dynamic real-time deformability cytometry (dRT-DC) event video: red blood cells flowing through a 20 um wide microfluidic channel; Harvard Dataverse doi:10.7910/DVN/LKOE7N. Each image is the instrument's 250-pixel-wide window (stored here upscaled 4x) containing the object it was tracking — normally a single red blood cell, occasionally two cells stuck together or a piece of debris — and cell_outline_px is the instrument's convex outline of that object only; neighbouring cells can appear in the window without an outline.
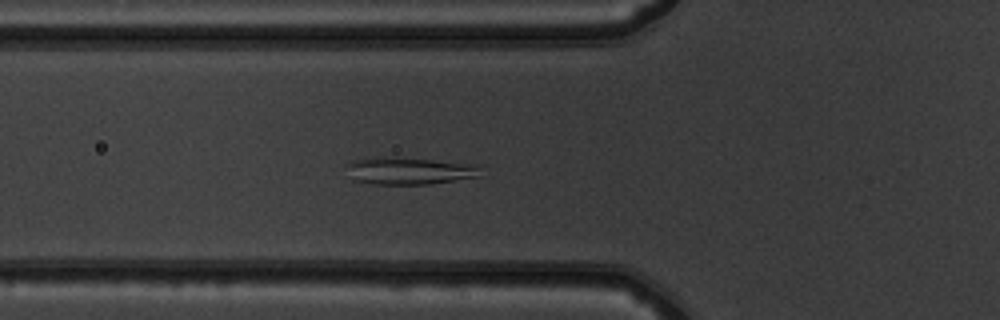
{"species": "common noctule bat (a hibernating species)", "species_latin": "Nyctalus noctula", "temperature_condition": "warm", "stored_images_in_passage": 51, "camera_frame_rate_fps": 3000, "um_per_image_px": 0.085, "animal": {"sex": "male", "body_mass_g": 19.5, "forearm_length_mm": 54.6}, "frame": {"image": 1, "passage_image": 19, "time_ms": 6.0, "image_size_px": [1000, 320], "cell_outline_px": [[480, 176], [428, 184], [376, 184], [352, 180], [344, 164], [352, 160], [376, 156], [432, 160], [480, 164]], "centroid_in_image_um": [34.74, 14.51], "position_along_channel_um": 91.1, "area_um2": 21.39}}
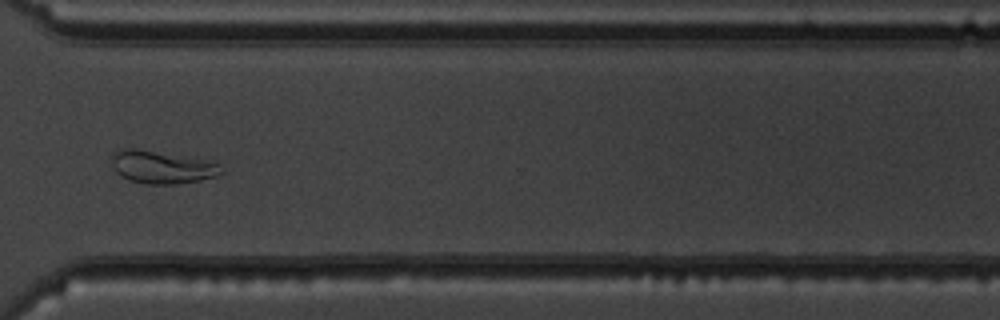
{"frame": {"image": 2, "passage_image": 39, "time_ms": 12.667, "image_size_px": [1000, 320], "cell_outline_px": [[224, 172], [216, 176], [200, 180], [176, 184], [144, 184], [128, 180], [120, 176], [116, 172], [112, 164], [112, 156], [116, 152], [124, 148], [136, 148], [212, 160], [220, 164], [224, 168]], "centroid_in_image_um": [13.81, 14.2], "position_along_channel_um": 356.8, "area_um2": 21.27}}
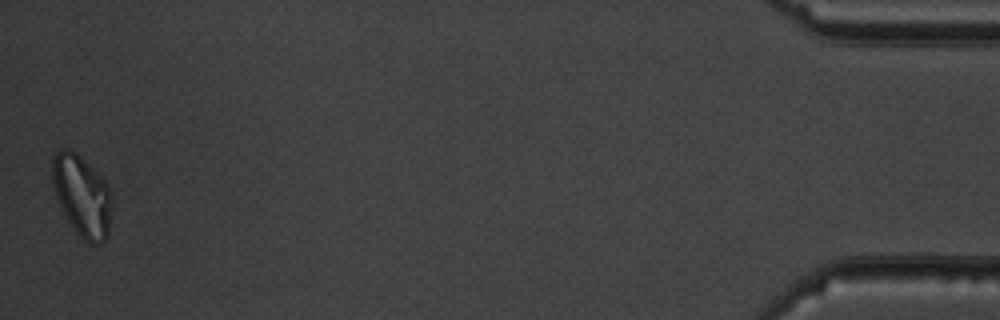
{"frame": {"image": 3, "passage_image": 51, "time_ms": 16.667, "image_size_px": [1000, 320], "cell_outline_px": [[112, 200], [108, 236], [100, 244], [88, 244], [76, 232], [68, 220], [56, 196], [52, 184], [52, 156], [60, 148], [68, 148], [76, 152], [104, 180], [108, 188]], "centroid_in_image_um": [6.96, 16.64], "position_along_channel_um": 428.2, "area_um2": 28.03}}